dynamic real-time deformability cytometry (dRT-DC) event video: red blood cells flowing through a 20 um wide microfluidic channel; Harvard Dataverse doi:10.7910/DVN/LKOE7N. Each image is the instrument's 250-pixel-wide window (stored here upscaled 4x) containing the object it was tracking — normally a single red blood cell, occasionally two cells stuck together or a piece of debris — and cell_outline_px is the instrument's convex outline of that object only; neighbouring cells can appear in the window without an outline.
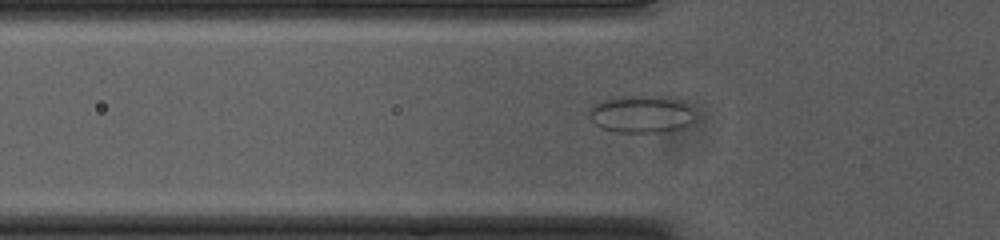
{"species": "common noctule bat (a hibernating species)", "species_latin": "Nyctalus noctula", "temperature_condition": "cold", "stored_images_in_passage": 52, "camera_frame_rate_fps": 3000, "um_per_image_px": 0.085, "animal": {"sex": "female", "body_mass_g": 23.0, "forearm_length_mm": 53.4}, "frame": {"image": 1, "passage_image": 17, "time_ms": 5.333, "image_size_px": [1000, 240], "cell_outline_px": [[692, 120], [684, 128], [656, 132], [616, 132], [604, 128], [596, 124], [588, 116], [588, 112], [600, 100], [624, 96], [660, 96], [680, 100], [688, 108]], "centroid_in_image_um": [54.45, 9.7], "position_along_channel_um": 71.4, "area_um2": 22.48}}
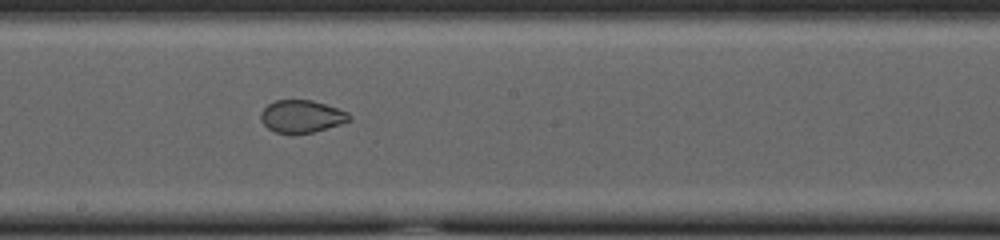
{"frame": {"image": 2, "passage_image": 29, "time_ms": 9.333, "image_size_px": [1000, 240], "cell_outline_px": [[352, 120], [340, 124], [312, 132], [276, 132], [268, 128], [260, 120], [260, 112], [268, 104], [276, 100], [312, 100], [348, 112], [352, 116]], "centroid_in_image_um": [25.64, 9.87], "position_along_channel_um": 222.6, "area_um2": 16.47}}
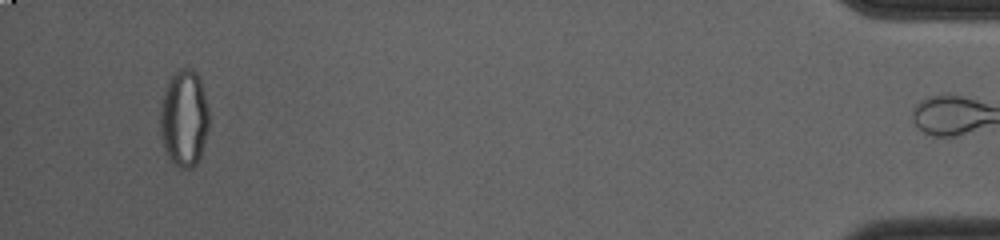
{"frame": {"image": 3, "passage_image": 51, "time_ms": 16.667, "image_size_px": [1000, 240], "cell_outline_px": [[208, 128], [200, 156], [196, 164], [192, 168], [180, 168], [172, 164], [164, 148], [160, 132], [160, 104], [164, 92], [172, 76], [180, 68], [192, 68], [200, 76], [208, 108]], "centroid_in_image_um": [15.64, 10.06], "position_along_channel_um": 419.6, "area_um2": 27.63}, "authors_computed_cell_mechanics": {"area_um2": 23.5824, "velocity_mm_per_s": 3.7637, "shape_relaxation_time_tau1_ms": null, "shape_relaxation_time_tau2_ms": 0.9723, "deformation_change_tau1": null, "deformation_change_tau2": 0.048}}